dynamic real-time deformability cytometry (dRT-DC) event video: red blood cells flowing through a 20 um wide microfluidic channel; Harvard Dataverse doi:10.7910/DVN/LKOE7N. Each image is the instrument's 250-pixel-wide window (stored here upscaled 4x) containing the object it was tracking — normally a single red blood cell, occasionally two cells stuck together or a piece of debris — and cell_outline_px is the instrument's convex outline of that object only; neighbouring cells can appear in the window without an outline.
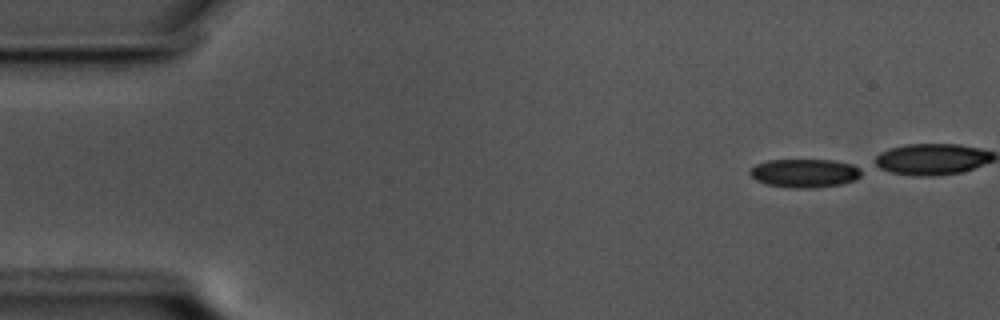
{"species": "common noctule bat (a hibernating species)", "species_latin": "Nyctalus noctula", "temperature_condition": "cold", "stored_images_in_passage": 42, "camera_frame_rate_fps": 3000, "um_per_image_px": 0.085, "animal": {"sex": "male", "body_mass_g": 17.5, "forearm_length_mm": 52.3}, "frame": {"image": 1, "passage_image": 1, "time_ms": 0.0, "image_size_px": [1000, 320], "cell_outline_px": [[860, 176], [856, 180], [844, 184], [812, 188], [792, 188], [768, 184], [756, 180], [748, 172], [756, 164], [768, 160], [832, 160], [852, 164], [860, 168]], "centroid_in_image_um": [68.42, 14.72], "position_along_channel_um": 16.6, "area_um2": 18.55}}
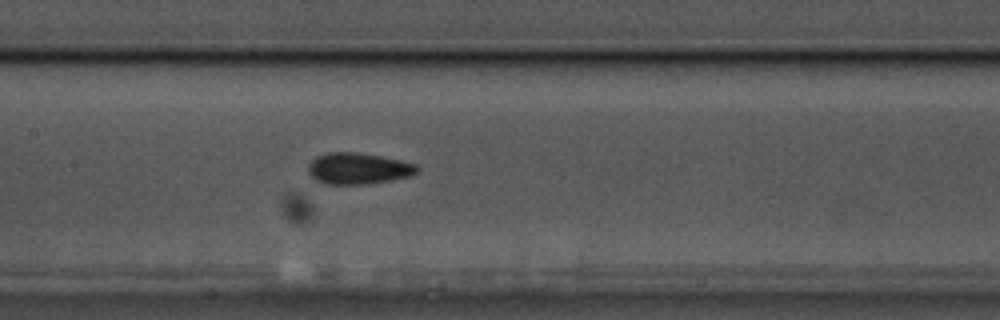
{"frame": {"image": 2, "passage_image": 23, "time_ms": 7.333, "image_size_px": [1000, 320], "cell_outline_px": [[420, 172], [412, 176], [392, 180], [368, 184], [328, 184], [312, 180], [308, 172], [308, 164], [316, 156], [328, 152], [356, 152], [380, 156], [400, 160], [416, 164], [420, 168]], "centroid_in_image_um": [30.46, 14.33], "position_along_channel_um": 176.9, "area_um2": 20.23}}
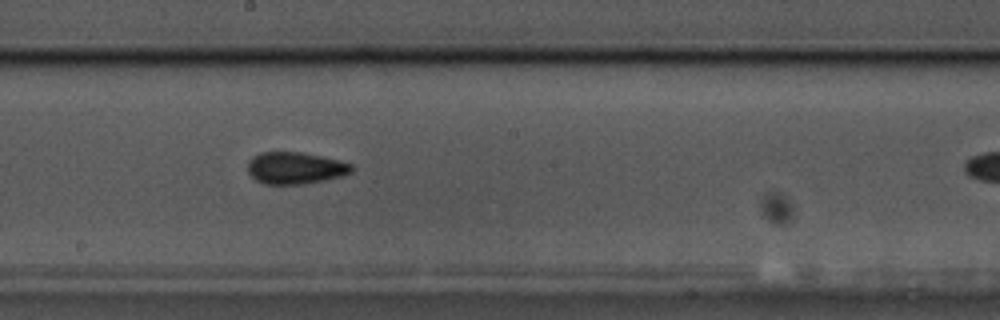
{"frame": {"image": 3, "passage_image": 27, "time_ms": 8.667, "image_size_px": [1000, 320], "cell_outline_px": [[356, 168], [352, 172], [344, 176], [304, 184], [264, 184], [256, 180], [248, 172], [248, 160], [252, 156], [260, 152], [300, 152], [340, 160], [352, 164]], "centroid_in_image_um": [25.12, 14.28], "position_along_channel_um": 223.1, "area_um2": 19.54}}